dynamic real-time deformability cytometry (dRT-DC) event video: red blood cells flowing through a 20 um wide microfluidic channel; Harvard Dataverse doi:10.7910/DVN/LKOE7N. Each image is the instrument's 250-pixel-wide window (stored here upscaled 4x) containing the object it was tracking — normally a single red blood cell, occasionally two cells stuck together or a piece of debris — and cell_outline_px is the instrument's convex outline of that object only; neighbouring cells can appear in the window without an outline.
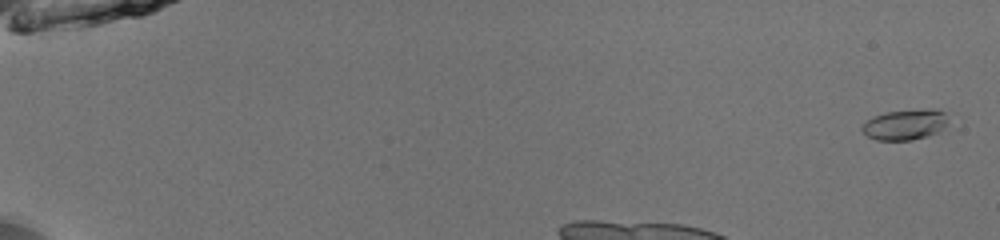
{"species": "common noctule bat (a hibernating species)", "species_latin": "Nyctalus noctula", "temperature_condition": "room temperature", "stored_images_in_passage": 43, "camera_frame_rate_fps": 3000, "um_per_image_px": 0.085, "animal": {"sex": "male", "body_mass_g": 13.0, "forearm_length_mm": 53.1}, "frame": {"image": 1, "passage_image": 2, "time_ms": 0.333, "image_size_px": [1000, 240], "cell_outline_px": [[948, 120], [944, 128], [928, 136], [912, 140], [876, 140], [868, 136], [860, 128], [872, 116], [884, 112], [928, 108], [936, 108], [944, 112], [948, 116]], "centroid_in_image_um": [76.95, 10.57], "position_along_channel_um": 8.0, "area_um2": 15.49}}
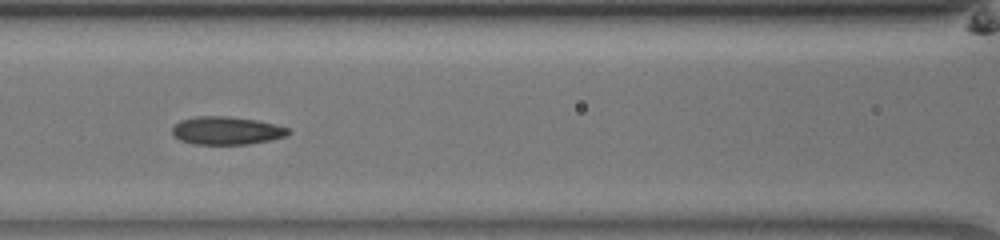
{"frame": {"image": 2, "passage_image": 18, "time_ms": 5.667, "image_size_px": [1000, 240], "cell_outline_px": [[292, 132], [288, 136], [248, 144], [192, 144], [180, 140], [172, 132], [172, 128], [180, 120], [196, 116], [228, 116], [256, 120], [276, 124], [288, 128]], "centroid_in_image_um": [19.28, 11.1], "position_along_channel_um": 147.3, "area_um2": 18.96}}
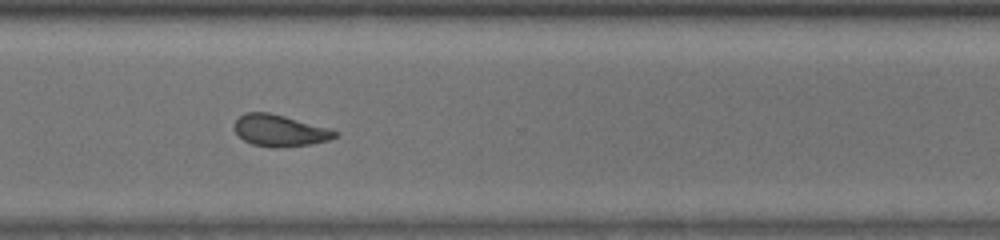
{"frame": {"image": 3, "passage_image": 33, "time_ms": 10.667, "image_size_px": [1000, 240], "cell_outline_px": [[340, 132], [336, 136], [328, 140], [312, 144], [276, 148], [252, 144], [244, 140], [232, 128], [236, 120], [244, 112], [268, 112], [284, 116], [328, 128]], "centroid_in_image_um": [23.76, 11.1], "position_along_channel_um": 346.8, "area_um2": 18.44}, "authors_computed_cell_mechanics": {"area_um2": 17.9758, "velocity_mm_per_s": 3.9946, "shape_relaxation_time_tau1_ms": null, "shape_relaxation_time_tau2_ms": 1.9657, "deformation_change_tau1": null, "deformation_change_tau2": 0.0636}}